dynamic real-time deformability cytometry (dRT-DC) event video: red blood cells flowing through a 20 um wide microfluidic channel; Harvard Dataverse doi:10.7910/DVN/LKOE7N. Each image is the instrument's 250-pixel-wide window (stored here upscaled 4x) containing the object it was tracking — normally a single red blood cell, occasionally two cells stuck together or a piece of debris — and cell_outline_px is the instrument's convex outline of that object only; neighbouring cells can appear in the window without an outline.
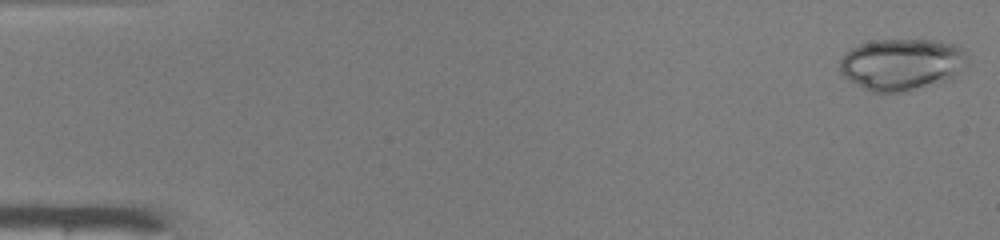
{"species": "common noctule bat (a hibernating species)", "species_latin": "Nyctalus noctula", "temperature_condition": "warm", "stored_images_in_passage": 48, "camera_frame_rate_fps": 3000, "um_per_image_px": 0.085, "animal": {"sex": "male", "body_mass_g": 19.0, "forearm_length_mm": 50.8}, "frame": {"image": 1, "passage_image": 1, "time_ms": 0.0, "image_size_px": [1000, 240], "cell_outline_px": [[968, 60], [956, 76], [948, 80], [904, 92], [872, 92], [848, 80], [840, 72], [840, 60], [844, 52], [860, 44], [876, 40], [932, 40], [956, 44], [968, 56]], "centroid_in_image_um": [76.64, 5.47], "position_along_channel_um": 8.4, "area_um2": 38.49}}
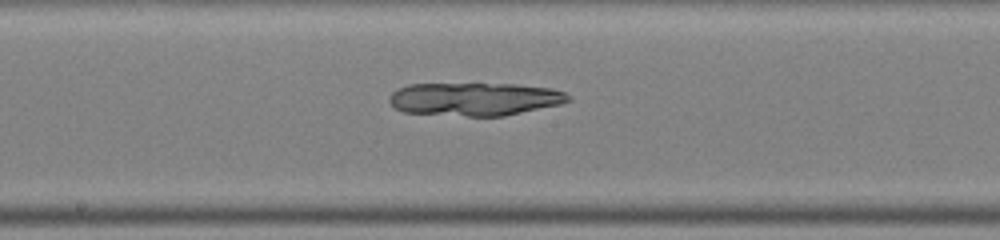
{"frame": {"image": 2, "passage_image": 26, "time_ms": 8.333, "image_size_px": [1000, 240], "cell_outline_px": [[572, 100], [560, 104], [504, 116], [468, 116], [404, 112], [396, 108], [388, 100], [392, 92], [396, 88], [408, 84], [516, 84], [552, 88], [564, 92], [572, 96]], "centroid_in_image_um": [40.37, 8.41], "position_along_channel_um": 207.8, "area_um2": 34.62}}
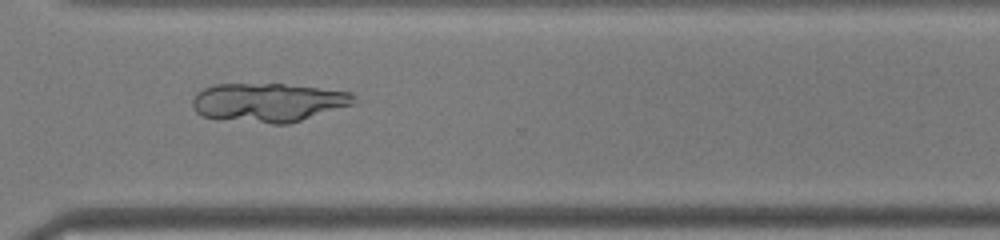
{"frame": {"image": 3, "passage_image": 36, "time_ms": 11.667, "image_size_px": [1000, 240], "cell_outline_px": [[356, 96], [352, 104], [288, 124], [272, 124], [204, 116], [196, 112], [192, 108], [192, 100], [204, 88], [212, 84], [284, 84], [352, 92]], "centroid_in_image_um": [22.8, 8.69], "position_along_channel_um": 347.8, "area_um2": 35.89}}